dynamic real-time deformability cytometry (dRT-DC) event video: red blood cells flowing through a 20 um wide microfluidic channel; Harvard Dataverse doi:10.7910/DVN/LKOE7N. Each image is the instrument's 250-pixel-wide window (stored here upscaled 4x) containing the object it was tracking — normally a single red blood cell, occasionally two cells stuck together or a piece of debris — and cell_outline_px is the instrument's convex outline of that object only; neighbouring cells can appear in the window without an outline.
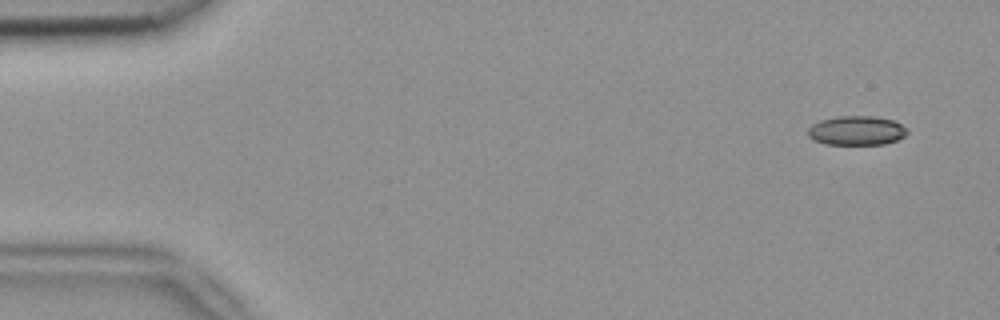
{"species": "common noctule bat (a hibernating species)", "species_latin": "Nyctalus noctula", "temperature_condition": "room temperature", "stored_images_in_passage": 4, "camera_frame_rate_fps": 3000, "um_per_image_px": 0.085, "animal": {"sex": "female", "body_mass_g": 18.4}, "frame": {"image": 1, "passage_image": 1, "time_ms": 0.0, "image_size_px": [1000, 320], "cell_outline_px": [[908, 132], [904, 136], [896, 140], [884, 144], [824, 144], [808, 136], [808, 128], [812, 124], [820, 120], [840, 116], [872, 116], [892, 120], [900, 124]], "centroid_in_image_um": [72.78, 11.1], "position_along_channel_um": 12.2, "area_um2": 16.7}}
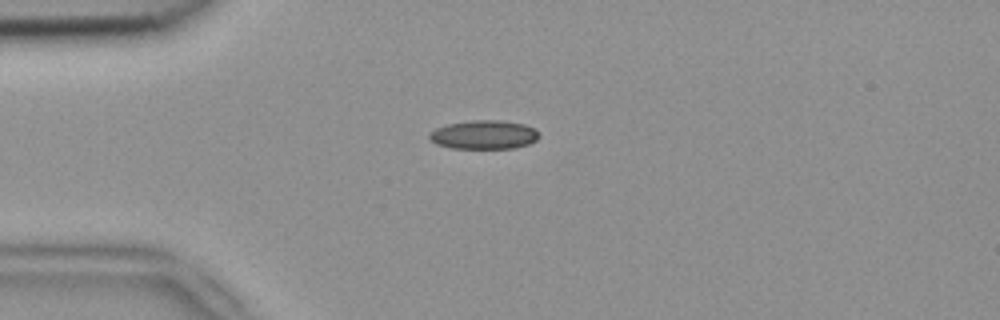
{"frame": {"image": 2, "passage_image": 4, "time_ms": 1.0, "image_size_px": [1000, 320], "cell_outline_px": [[540, 136], [536, 140], [528, 144], [516, 148], [452, 148], [436, 144], [428, 136], [436, 128], [448, 124], [472, 120], [504, 120], [524, 124], [536, 128]], "centroid_in_image_um": [41.19, 11.44], "position_along_channel_um": 43.8, "area_um2": 18.44}}